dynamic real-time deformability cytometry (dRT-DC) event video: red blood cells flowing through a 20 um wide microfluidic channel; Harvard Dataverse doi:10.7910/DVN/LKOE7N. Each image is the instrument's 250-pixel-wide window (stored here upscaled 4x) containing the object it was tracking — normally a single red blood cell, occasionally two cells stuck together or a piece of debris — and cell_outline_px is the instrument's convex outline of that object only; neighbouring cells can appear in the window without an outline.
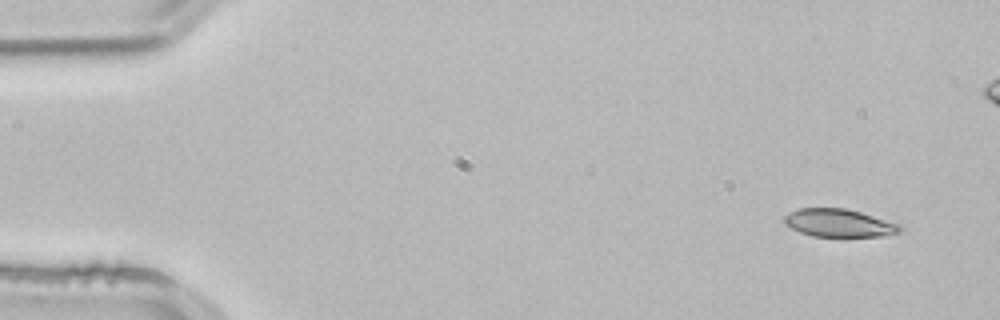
{"species": "common noctule bat (a hibernating species)", "species_latin": "Nyctalus noctula", "temperature_condition": "room temperature", "stored_images_in_passage": 3, "segment_of_instrument_passage": [1, 2], "camera_frame_rate_fps": 3000, "um_per_image_px": 0.085, "animal": {"sex": "male", "body_mass_g": 21.5, "forearm_length_mm": 52.0}, "frame": {"image": 1, "passage_image": 1, "time_ms": 0.0, "image_size_px": [1000, 320], "cell_outline_px": [[904, 228], [900, 232], [884, 236], [812, 236], [800, 232], [784, 224], [784, 216], [788, 212], [800, 208], [844, 208], [860, 212], [900, 224]], "centroid_in_image_um": [71.31, 18.95], "position_along_channel_um": 13.7, "area_um2": 18.79}}